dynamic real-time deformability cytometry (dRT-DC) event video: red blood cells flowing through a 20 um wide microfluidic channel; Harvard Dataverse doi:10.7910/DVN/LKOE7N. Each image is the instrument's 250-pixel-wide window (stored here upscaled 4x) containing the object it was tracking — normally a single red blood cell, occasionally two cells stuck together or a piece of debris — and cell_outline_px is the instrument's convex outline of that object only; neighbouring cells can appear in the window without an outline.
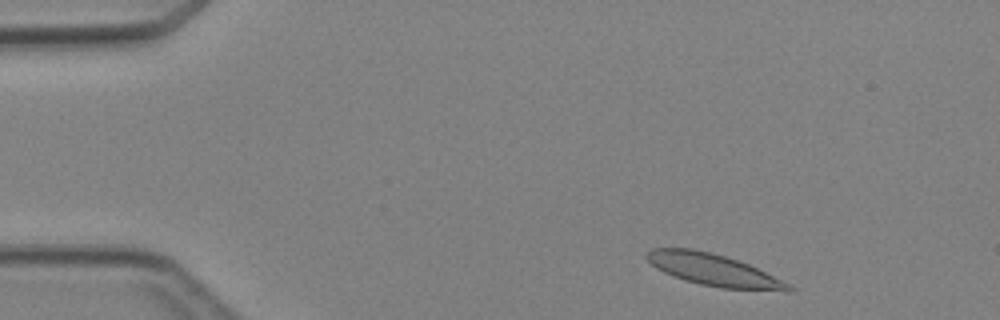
{"species": "Egyptian fruit bat (a non-hibernating species)", "species_latin": "Rousettus aegyptiacus", "temperature_condition": "cold", "stored_images_in_passage": 4, "camera_frame_rate_fps": 3000, "um_per_image_px": 0.085, "animal": {"sex": "female"}, "frame": {"image": 1, "passage_image": 1, "time_ms": 0.0, "image_size_px": [1000, 320], "cell_outline_px": [[796, 288], [792, 292], [788, 292], [720, 288], [700, 284], [684, 280], [664, 272], [656, 268], [644, 256], [652, 248], [692, 248], [724, 256], [748, 264]], "centroid_in_image_um": [60.66, 22.96], "position_along_channel_um": 24.3, "area_um2": 26.13}}